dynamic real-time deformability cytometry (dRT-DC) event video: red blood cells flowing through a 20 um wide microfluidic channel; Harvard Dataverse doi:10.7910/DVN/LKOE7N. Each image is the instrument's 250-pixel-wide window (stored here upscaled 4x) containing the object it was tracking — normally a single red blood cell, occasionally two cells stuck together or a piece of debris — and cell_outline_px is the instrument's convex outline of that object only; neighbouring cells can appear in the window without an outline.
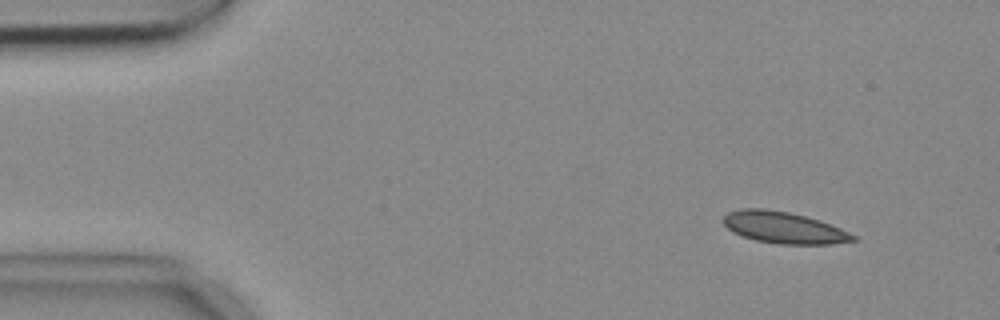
{"species": "common noctule bat (a hibernating species)", "species_latin": "Nyctalus noctula", "temperature_condition": "cold", "stored_images_in_passage": 3, "camera_frame_rate_fps": 3000, "um_per_image_px": 0.085, "animal": {"sex": "female", "body_mass_g": 18.4}, "frame": {"image": 1, "passage_image": 1, "time_ms": 0.0, "image_size_px": [1000, 320], "cell_outline_px": [[856, 240], [832, 244], [780, 244], [756, 240], [732, 232], [724, 224], [724, 216], [728, 212], [740, 208], [764, 208], [788, 212], [820, 220], [840, 228], [856, 236]], "centroid_in_image_um": [66.61, 19.34], "position_along_channel_um": 18.4, "area_um2": 23.7}}
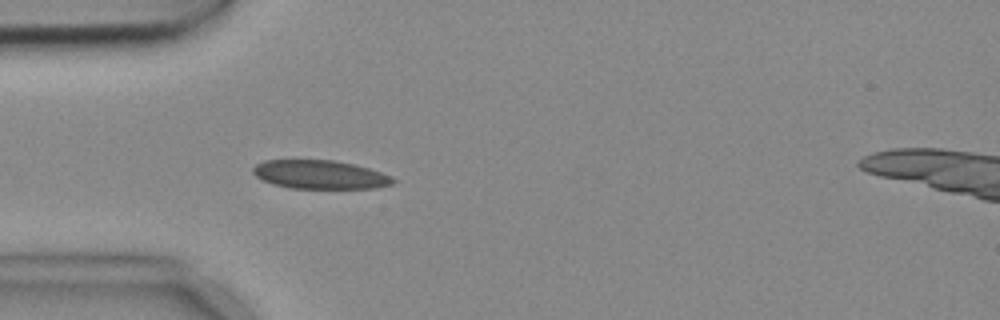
{"frame": {"image": 2, "passage_image": 3, "time_ms": 0.667, "image_size_px": [1000, 320], "cell_outline_px": [[396, 180], [392, 184], [376, 188], [288, 188], [272, 184], [256, 176], [252, 172], [252, 168], [256, 164], [264, 160], [336, 160], [368, 168], [392, 176]], "centroid_in_image_um": [27.18, 14.84], "position_along_channel_um": 57.8, "area_um2": 23.35}}